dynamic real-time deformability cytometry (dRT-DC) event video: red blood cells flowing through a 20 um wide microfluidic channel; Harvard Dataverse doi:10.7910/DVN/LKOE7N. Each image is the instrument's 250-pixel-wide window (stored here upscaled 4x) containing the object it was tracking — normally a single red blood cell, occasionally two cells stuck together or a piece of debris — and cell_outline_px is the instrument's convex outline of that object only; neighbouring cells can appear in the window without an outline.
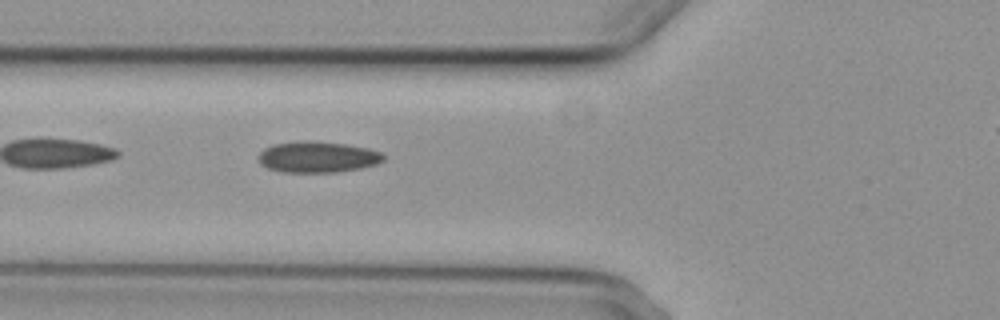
{"species": "common noctule bat (a hibernating species)", "species_latin": "Nyctalus noctula", "temperature_condition": "cold", "stored_images_in_passage": 3, "segment_of_instrument_passage": [1, 2], "camera_frame_rate_fps": 3000, "um_per_image_px": 0.085, "animal": {"sex": "female", "body_mass_g": 29.2, "forearm_length_mm": 56.3}, "frame": {"image": 1, "passage_image": 2, "time_ms": 1.0, "image_size_px": [1000, 320], "cell_outline_px": [[384, 160], [376, 164], [360, 168], [336, 172], [280, 172], [268, 168], [260, 164], [260, 152], [264, 148], [272, 144], [300, 140], [312, 140], [344, 144], [368, 148], [380, 152], [384, 156]], "centroid_in_image_um": [26.97, 13.33], "position_along_channel_um": 98.8, "area_um2": 22.72}}